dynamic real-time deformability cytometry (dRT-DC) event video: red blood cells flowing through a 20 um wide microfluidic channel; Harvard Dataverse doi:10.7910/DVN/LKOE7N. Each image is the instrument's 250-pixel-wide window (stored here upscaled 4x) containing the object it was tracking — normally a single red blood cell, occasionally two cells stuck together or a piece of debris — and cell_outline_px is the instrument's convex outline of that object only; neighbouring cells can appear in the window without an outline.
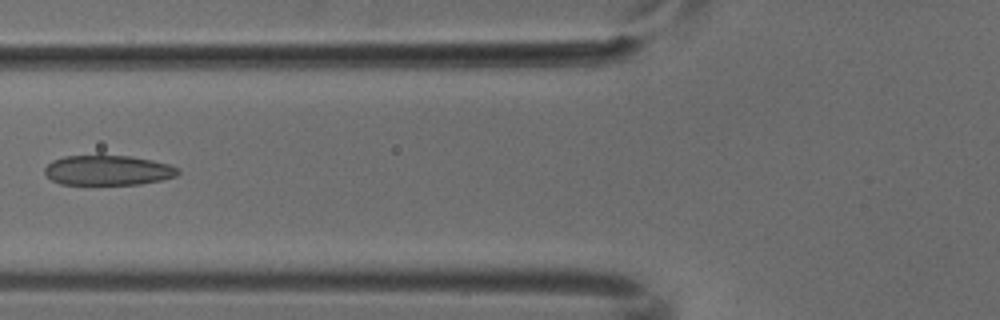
{"species": "common noctule bat (a hibernating species)", "species_latin": "Nyctalus noctula", "temperature_condition": "cold", "stored_images_in_passage": 6, "camera_frame_rate_fps": 3000, "um_per_image_px": 0.085, "animal": {"sex": "male", "body_mass_g": 18.8}, "frame": {"image": 1, "passage_image": 6, "time_ms": 1.667, "image_size_px": [1000, 320], "cell_outline_px": [[180, 172], [176, 176], [160, 180], [140, 184], [60, 184], [52, 180], [44, 172], [44, 168], [52, 160], [64, 156], [132, 156], [152, 160], [168, 164], [180, 168]], "centroid_in_image_um": [9.18, 14.47], "position_along_channel_um": 116.6, "area_um2": 23.18}}